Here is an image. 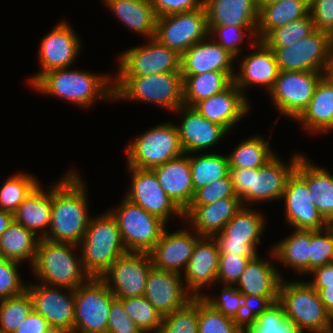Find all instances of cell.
<instances>
[{"label":"cell","instance_id":"6da1fadb","mask_svg":"<svg viewBox=\"0 0 333 333\" xmlns=\"http://www.w3.org/2000/svg\"><path fill=\"white\" fill-rule=\"evenodd\" d=\"M74 168L52 183L50 225L45 239L79 244L92 216L87 181Z\"/></svg>","mask_w":333,"mask_h":333},{"label":"cell","instance_id":"7a4b0ae2","mask_svg":"<svg viewBox=\"0 0 333 333\" xmlns=\"http://www.w3.org/2000/svg\"><path fill=\"white\" fill-rule=\"evenodd\" d=\"M113 76V77H112ZM40 95H47L87 108L99 100L114 101V75L61 68L44 73L32 86Z\"/></svg>","mask_w":333,"mask_h":333},{"label":"cell","instance_id":"3957f363","mask_svg":"<svg viewBox=\"0 0 333 333\" xmlns=\"http://www.w3.org/2000/svg\"><path fill=\"white\" fill-rule=\"evenodd\" d=\"M302 153H293L285 162L276 154L265 165L256 169H229L232 187L243 206L279 201L289 176L293 173Z\"/></svg>","mask_w":333,"mask_h":333},{"label":"cell","instance_id":"277c9868","mask_svg":"<svg viewBox=\"0 0 333 333\" xmlns=\"http://www.w3.org/2000/svg\"><path fill=\"white\" fill-rule=\"evenodd\" d=\"M77 244L39 239L32 275L48 286L76 289L90 276L85 272ZM76 251H79L75 254Z\"/></svg>","mask_w":333,"mask_h":333},{"label":"cell","instance_id":"5b68a950","mask_svg":"<svg viewBox=\"0 0 333 333\" xmlns=\"http://www.w3.org/2000/svg\"><path fill=\"white\" fill-rule=\"evenodd\" d=\"M114 101L155 104L172 114L183 103L181 72L146 76H114Z\"/></svg>","mask_w":333,"mask_h":333},{"label":"cell","instance_id":"8992f818","mask_svg":"<svg viewBox=\"0 0 333 333\" xmlns=\"http://www.w3.org/2000/svg\"><path fill=\"white\" fill-rule=\"evenodd\" d=\"M78 247L85 272L95 278H100L127 252L118 223L108 210L91 217Z\"/></svg>","mask_w":333,"mask_h":333},{"label":"cell","instance_id":"52a82bcc","mask_svg":"<svg viewBox=\"0 0 333 333\" xmlns=\"http://www.w3.org/2000/svg\"><path fill=\"white\" fill-rule=\"evenodd\" d=\"M278 302L286 319L300 333H333V318L326 311L316 291L306 280L288 281L283 278Z\"/></svg>","mask_w":333,"mask_h":333},{"label":"cell","instance_id":"ba28073f","mask_svg":"<svg viewBox=\"0 0 333 333\" xmlns=\"http://www.w3.org/2000/svg\"><path fill=\"white\" fill-rule=\"evenodd\" d=\"M148 129L128 142L124 153L127 166L152 170L184 153L174 122H163Z\"/></svg>","mask_w":333,"mask_h":333},{"label":"cell","instance_id":"9c48e42d","mask_svg":"<svg viewBox=\"0 0 333 333\" xmlns=\"http://www.w3.org/2000/svg\"><path fill=\"white\" fill-rule=\"evenodd\" d=\"M108 211L116 219L127 251L148 253L159 241L167 224L123 196L117 208Z\"/></svg>","mask_w":333,"mask_h":333},{"label":"cell","instance_id":"30bf717a","mask_svg":"<svg viewBox=\"0 0 333 333\" xmlns=\"http://www.w3.org/2000/svg\"><path fill=\"white\" fill-rule=\"evenodd\" d=\"M251 206H243L224 226L220 233L213 236L219 254L255 257L262 234L266 231V217L262 211Z\"/></svg>","mask_w":333,"mask_h":333},{"label":"cell","instance_id":"8fae6325","mask_svg":"<svg viewBox=\"0 0 333 333\" xmlns=\"http://www.w3.org/2000/svg\"><path fill=\"white\" fill-rule=\"evenodd\" d=\"M116 299L101 278L90 277L74 290L73 333H107L108 313Z\"/></svg>","mask_w":333,"mask_h":333},{"label":"cell","instance_id":"7c38bea8","mask_svg":"<svg viewBox=\"0 0 333 333\" xmlns=\"http://www.w3.org/2000/svg\"><path fill=\"white\" fill-rule=\"evenodd\" d=\"M273 50L279 71H311L325 73L333 51V37L315 29L306 38L289 47Z\"/></svg>","mask_w":333,"mask_h":333},{"label":"cell","instance_id":"4fadbf2b","mask_svg":"<svg viewBox=\"0 0 333 333\" xmlns=\"http://www.w3.org/2000/svg\"><path fill=\"white\" fill-rule=\"evenodd\" d=\"M325 73L311 71H279L268 92L278 113L294 121L310 103L316 85Z\"/></svg>","mask_w":333,"mask_h":333},{"label":"cell","instance_id":"5bb4252c","mask_svg":"<svg viewBox=\"0 0 333 333\" xmlns=\"http://www.w3.org/2000/svg\"><path fill=\"white\" fill-rule=\"evenodd\" d=\"M144 45L129 47L117 58L118 73L115 76H146L166 72H180L179 55L175 50L160 44L155 38Z\"/></svg>","mask_w":333,"mask_h":333},{"label":"cell","instance_id":"9a60e30c","mask_svg":"<svg viewBox=\"0 0 333 333\" xmlns=\"http://www.w3.org/2000/svg\"><path fill=\"white\" fill-rule=\"evenodd\" d=\"M209 35L205 6L189 12L157 17L154 38L179 55Z\"/></svg>","mask_w":333,"mask_h":333},{"label":"cell","instance_id":"2e32d148","mask_svg":"<svg viewBox=\"0 0 333 333\" xmlns=\"http://www.w3.org/2000/svg\"><path fill=\"white\" fill-rule=\"evenodd\" d=\"M52 28L40 41L38 50L40 70L28 78L27 84L30 87L48 71L72 67L83 49L80 36L66 19L60 20Z\"/></svg>","mask_w":333,"mask_h":333},{"label":"cell","instance_id":"e0dca14e","mask_svg":"<svg viewBox=\"0 0 333 333\" xmlns=\"http://www.w3.org/2000/svg\"><path fill=\"white\" fill-rule=\"evenodd\" d=\"M125 168L131 176L130 187L124 195L125 198L159 217L167 225L169 220H173L174 217L184 221V212L161 188L153 170L139 169L127 165Z\"/></svg>","mask_w":333,"mask_h":333},{"label":"cell","instance_id":"ac0fdd59","mask_svg":"<svg viewBox=\"0 0 333 333\" xmlns=\"http://www.w3.org/2000/svg\"><path fill=\"white\" fill-rule=\"evenodd\" d=\"M153 266L149 253L127 251L100 277L116 299L143 296Z\"/></svg>","mask_w":333,"mask_h":333},{"label":"cell","instance_id":"d6986e66","mask_svg":"<svg viewBox=\"0 0 333 333\" xmlns=\"http://www.w3.org/2000/svg\"><path fill=\"white\" fill-rule=\"evenodd\" d=\"M26 290L31 296L33 310L42 315L50 326L62 327L73 333L74 289L28 281Z\"/></svg>","mask_w":333,"mask_h":333},{"label":"cell","instance_id":"ffe728a7","mask_svg":"<svg viewBox=\"0 0 333 333\" xmlns=\"http://www.w3.org/2000/svg\"><path fill=\"white\" fill-rule=\"evenodd\" d=\"M280 201H284L285 224L292 229L321 230L328 226L316 208L306 181L294 170Z\"/></svg>","mask_w":333,"mask_h":333},{"label":"cell","instance_id":"44dd1931","mask_svg":"<svg viewBox=\"0 0 333 333\" xmlns=\"http://www.w3.org/2000/svg\"><path fill=\"white\" fill-rule=\"evenodd\" d=\"M176 114L181 119L175 124L184 153L207 152L229 133L221 125L203 117L194 107L182 105L174 111V115Z\"/></svg>","mask_w":333,"mask_h":333},{"label":"cell","instance_id":"7402d4cb","mask_svg":"<svg viewBox=\"0 0 333 333\" xmlns=\"http://www.w3.org/2000/svg\"><path fill=\"white\" fill-rule=\"evenodd\" d=\"M253 51L244 55L239 62V70L235 72L233 83L247 97L246 90L252 87H263L268 93L274 86L279 74L274 52L263 41L257 40L250 47ZM255 49V50H254ZM249 87V88H248Z\"/></svg>","mask_w":333,"mask_h":333},{"label":"cell","instance_id":"603a6c76","mask_svg":"<svg viewBox=\"0 0 333 333\" xmlns=\"http://www.w3.org/2000/svg\"><path fill=\"white\" fill-rule=\"evenodd\" d=\"M164 228L159 241L148 252L155 268L183 274L193 254L195 243L201 238L187 227L170 232Z\"/></svg>","mask_w":333,"mask_h":333},{"label":"cell","instance_id":"cb8c5ba5","mask_svg":"<svg viewBox=\"0 0 333 333\" xmlns=\"http://www.w3.org/2000/svg\"><path fill=\"white\" fill-rule=\"evenodd\" d=\"M162 316L182 308L193 295L186 289L179 273L151 267L143 295Z\"/></svg>","mask_w":333,"mask_h":333},{"label":"cell","instance_id":"d4e9b609","mask_svg":"<svg viewBox=\"0 0 333 333\" xmlns=\"http://www.w3.org/2000/svg\"><path fill=\"white\" fill-rule=\"evenodd\" d=\"M236 58L209 35L192 45L181 55L182 76L199 75L206 72H225L232 80L235 76Z\"/></svg>","mask_w":333,"mask_h":333},{"label":"cell","instance_id":"484cf974","mask_svg":"<svg viewBox=\"0 0 333 333\" xmlns=\"http://www.w3.org/2000/svg\"><path fill=\"white\" fill-rule=\"evenodd\" d=\"M219 255L213 237H201L195 243L193 254L182 274L186 289L194 297H202L207 288L210 290L212 285H217Z\"/></svg>","mask_w":333,"mask_h":333},{"label":"cell","instance_id":"4316f807","mask_svg":"<svg viewBox=\"0 0 333 333\" xmlns=\"http://www.w3.org/2000/svg\"><path fill=\"white\" fill-rule=\"evenodd\" d=\"M251 105L249 98L232 83L223 92L198 102L194 108L203 117L229 132L249 114Z\"/></svg>","mask_w":333,"mask_h":333},{"label":"cell","instance_id":"83f0119b","mask_svg":"<svg viewBox=\"0 0 333 333\" xmlns=\"http://www.w3.org/2000/svg\"><path fill=\"white\" fill-rule=\"evenodd\" d=\"M243 207L239 197H227L213 204L189 205L184 211V223L200 237H213Z\"/></svg>","mask_w":333,"mask_h":333},{"label":"cell","instance_id":"f1b7e54d","mask_svg":"<svg viewBox=\"0 0 333 333\" xmlns=\"http://www.w3.org/2000/svg\"><path fill=\"white\" fill-rule=\"evenodd\" d=\"M269 252L268 258H263L261 254H257L247 263L234 285L242 295L279 296V288L284 274L279 271L277 266H274L276 259L272 249Z\"/></svg>","mask_w":333,"mask_h":333},{"label":"cell","instance_id":"f546056e","mask_svg":"<svg viewBox=\"0 0 333 333\" xmlns=\"http://www.w3.org/2000/svg\"><path fill=\"white\" fill-rule=\"evenodd\" d=\"M164 192L184 212L194 197L189 154L183 153L152 169Z\"/></svg>","mask_w":333,"mask_h":333},{"label":"cell","instance_id":"4dcf8cb0","mask_svg":"<svg viewBox=\"0 0 333 333\" xmlns=\"http://www.w3.org/2000/svg\"><path fill=\"white\" fill-rule=\"evenodd\" d=\"M295 121L311 135L333 131V83L327 77L320 79L310 103Z\"/></svg>","mask_w":333,"mask_h":333},{"label":"cell","instance_id":"1f68e13d","mask_svg":"<svg viewBox=\"0 0 333 333\" xmlns=\"http://www.w3.org/2000/svg\"><path fill=\"white\" fill-rule=\"evenodd\" d=\"M51 208L52 184L44 190L39 183L13 213L14 221L38 238H45L49 230Z\"/></svg>","mask_w":333,"mask_h":333},{"label":"cell","instance_id":"d6a6232c","mask_svg":"<svg viewBox=\"0 0 333 333\" xmlns=\"http://www.w3.org/2000/svg\"><path fill=\"white\" fill-rule=\"evenodd\" d=\"M295 171L306 181L316 208L329 222L333 218L332 171L314 164L305 154L300 156Z\"/></svg>","mask_w":333,"mask_h":333},{"label":"cell","instance_id":"836d02e7","mask_svg":"<svg viewBox=\"0 0 333 333\" xmlns=\"http://www.w3.org/2000/svg\"><path fill=\"white\" fill-rule=\"evenodd\" d=\"M207 25L257 26L258 0H204Z\"/></svg>","mask_w":333,"mask_h":333},{"label":"cell","instance_id":"e575fe53","mask_svg":"<svg viewBox=\"0 0 333 333\" xmlns=\"http://www.w3.org/2000/svg\"><path fill=\"white\" fill-rule=\"evenodd\" d=\"M117 20L145 40L152 39L156 32L157 15L150 0H113L105 5Z\"/></svg>","mask_w":333,"mask_h":333},{"label":"cell","instance_id":"d590c367","mask_svg":"<svg viewBox=\"0 0 333 333\" xmlns=\"http://www.w3.org/2000/svg\"><path fill=\"white\" fill-rule=\"evenodd\" d=\"M309 14V0H283L259 4L257 40L262 41L272 30Z\"/></svg>","mask_w":333,"mask_h":333},{"label":"cell","instance_id":"8d00e7d4","mask_svg":"<svg viewBox=\"0 0 333 333\" xmlns=\"http://www.w3.org/2000/svg\"><path fill=\"white\" fill-rule=\"evenodd\" d=\"M271 249L277 263L301 276H308L310 256V230L293 229L291 234L275 242Z\"/></svg>","mask_w":333,"mask_h":333},{"label":"cell","instance_id":"74e56055","mask_svg":"<svg viewBox=\"0 0 333 333\" xmlns=\"http://www.w3.org/2000/svg\"><path fill=\"white\" fill-rule=\"evenodd\" d=\"M39 239L32 231L13 221L0 238V257L18 263H34Z\"/></svg>","mask_w":333,"mask_h":333},{"label":"cell","instance_id":"f35d334b","mask_svg":"<svg viewBox=\"0 0 333 333\" xmlns=\"http://www.w3.org/2000/svg\"><path fill=\"white\" fill-rule=\"evenodd\" d=\"M183 77V103L194 107L198 102L227 89L233 80L225 72H206Z\"/></svg>","mask_w":333,"mask_h":333},{"label":"cell","instance_id":"ab89813d","mask_svg":"<svg viewBox=\"0 0 333 333\" xmlns=\"http://www.w3.org/2000/svg\"><path fill=\"white\" fill-rule=\"evenodd\" d=\"M237 144L227 155L229 169H256L265 165L277 153L269 140H265L261 134L248 136Z\"/></svg>","mask_w":333,"mask_h":333},{"label":"cell","instance_id":"60d3db41","mask_svg":"<svg viewBox=\"0 0 333 333\" xmlns=\"http://www.w3.org/2000/svg\"><path fill=\"white\" fill-rule=\"evenodd\" d=\"M194 192L229 174V159L225 154L207 151L189 154Z\"/></svg>","mask_w":333,"mask_h":333},{"label":"cell","instance_id":"b9f144b4","mask_svg":"<svg viewBox=\"0 0 333 333\" xmlns=\"http://www.w3.org/2000/svg\"><path fill=\"white\" fill-rule=\"evenodd\" d=\"M39 183L35 175L25 171L9 176L0 186V210L14 213Z\"/></svg>","mask_w":333,"mask_h":333},{"label":"cell","instance_id":"7bdbcfd3","mask_svg":"<svg viewBox=\"0 0 333 333\" xmlns=\"http://www.w3.org/2000/svg\"><path fill=\"white\" fill-rule=\"evenodd\" d=\"M207 26L209 29V36L212 37L230 54H232L236 59L242 57L240 53L242 54V52L244 51L242 44L246 38V42H248L249 47L253 46V44H255V42L257 41V26Z\"/></svg>","mask_w":333,"mask_h":333},{"label":"cell","instance_id":"ee69618b","mask_svg":"<svg viewBox=\"0 0 333 333\" xmlns=\"http://www.w3.org/2000/svg\"><path fill=\"white\" fill-rule=\"evenodd\" d=\"M119 300L122 302L125 312L142 333H159L163 316L144 296Z\"/></svg>","mask_w":333,"mask_h":333},{"label":"cell","instance_id":"f6af8a7d","mask_svg":"<svg viewBox=\"0 0 333 333\" xmlns=\"http://www.w3.org/2000/svg\"><path fill=\"white\" fill-rule=\"evenodd\" d=\"M33 310L28 291L0 300V333H13Z\"/></svg>","mask_w":333,"mask_h":333},{"label":"cell","instance_id":"bcb514c9","mask_svg":"<svg viewBox=\"0 0 333 333\" xmlns=\"http://www.w3.org/2000/svg\"><path fill=\"white\" fill-rule=\"evenodd\" d=\"M198 333H243V324L198 297Z\"/></svg>","mask_w":333,"mask_h":333},{"label":"cell","instance_id":"7dc6e473","mask_svg":"<svg viewBox=\"0 0 333 333\" xmlns=\"http://www.w3.org/2000/svg\"><path fill=\"white\" fill-rule=\"evenodd\" d=\"M243 333H300L286 319L282 305L277 301L255 321L243 324Z\"/></svg>","mask_w":333,"mask_h":333},{"label":"cell","instance_id":"c3c4849f","mask_svg":"<svg viewBox=\"0 0 333 333\" xmlns=\"http://www.w3.org/2000/svg\"><path fill=\"white\" fill-rule=\"evenodd\" d=\"M315 30L310 13L303 18L272 30L262 41L268 47H289Z\"/></svg>","mask_w":333,"mask_h":333},{"label":"cell","instance_id":"681fc988","mask_svg":"<svg viewBox=\"0 0 333 333\" xmlns=\"http://www.w3.org/2000/svg\"><path fill=\"white\" fill-rule=\"evenodd\" d=\"M159 333H198V297L163 316Z\"/></svg>","mask_w":333,"mask_h":333},{"label":"cell","instance_id":"f907efd6","mask_svg":"<svg viewBox=\"0 0 333 333\" xmlns=\"http://www.w3.org/2000/svg\"><path fill=\"white\" fill-rule=\"evenodd\" d=\"M332 262L333 231L328 226L321 230H310L309 272Z\"/></svg>","mask_w":333,"mask_h":333},{"label":"cell","instance_id":"816d5d0a","mask_svg":"<svg viewBox=\"0 0 333 333\" xmlns=\"http://www.w3.org/2000/svg\"><path fill=\"white\" fill-rule=\"evenodd\" d=\"M219 296L204 293L202 298L213 308L242 324L243 295L235 286L223 285Z\"/></svg>","mask_w":333,"mask_h":333},{"label":"cell","instance_id":"f5cc1de1","mask_svg":"<svg viewBox=\"0 0 333 333\" xmlns=\"http://www.w3.org/2000/svg\"><path fill=\"white\" fill-rule=\"evenodd\" d=\"M21 263L0 257V300L7 299L26 290L27 282L21 278Z\"/></svg>","mask_w":333,"mask_h":333},{"label":"cell","instance_id":"db71d44e","mask_svg":"<svg viewBox=\"0 0 333 333\" xmlns=\"http://www.w3.org/2000/svg\"><path fill=\"white\" fill-rule=\"evenodd\" d=\"M254 257L220 254L216 283L234 286L247 263Z\"/></svg>","mask_w":333,"mask_h":333},{"label":"cell","instance_id":"11a10c76","mask_svg":"<svg viewBox=\"0 0 333 333\" xmlns=\"http://www.w3.org/2000/svg\"><path fill=\"white\" fill-rule=\"evenodd\" d=\"M227 197H238L234 193L229 174L225 178L197 189L190 205L213 204Z\"/></svg>","mask_w":333,"mask_h":333},{"label":"cell","instance_id":"9f6ffc18","mask_svg":"<svg viewBox=\"0 0 333 333\" xmlns=\"http://www.w3.org/2000/svg\"><path fill=\"white\" fill-rule=\"evenodd\" d=\"M107 333H142L125 312L119 299H115L108 313Z\"/></svg>","mask_w":333,"mask_h":333},{"label":"cell","instance_id":"6f0895ef","mask_svg":"<svg viewBox=\"0 0 333 333\" xmlns=\"http://www.w3.org/2000/svg\"><path fill=\"white\" fill-rule=\"evenodd\" d=\"M314 28L333 37V0H309Z\"/></svg>","mask_w":333,"mask_h":333},{"label":"cell","instance_id":"680465c9","mask_svg":"<svg viewBox=\"0 0 333 333\" xmlns=\"http://www.w3.org/2000/svg\"><path fill=\"white\" fill-rule=\"evenodd\" d=\"M279 296L243 295L242 324L255 321L264 311L278 301Z\"/></svg>","mask_w":333,"mask_h":333},{"label":"cell","instance_id":"91938a15","mask_svg":"<svg viewBox=\"0 0 333 333\" xmlns=\"http://www.w3.org/2000/svg\"><path fill=\"white\" fill-rule=\"evenodd\" d=\"M150 2L157 17H162L197 10L203 6L204 0H150Z\"/></svg>","mask_w":333,"mask_h":333},{"label":"cell","instance_id":"94428289","mask_svg":"<svg viewBox=\"0 0 333 333\" xmlns=\"http://www.w3.org/2000/svg\"><path fill=\"white\" fill-rule=\"evenodd\" d=\"M307 281L316 291L327 286H333V262L323 266L316 267L308 273Z\"/></svg>","mask_w":333,"mask_h":333},{"label":"cell","instance_id":"6125c7cd","mask_svg":"<svg viewBox=\"0 0 333 333\" xmlns=\"http://www.w3.org/2000/svg\"><path fill=\"white\" fill-rule=\"evenodd\" d=\"M49 327L47 320L32 310L13 333H43Z\"/></svg>","mask_w":333,"mask_h":333},{"label":"cell","instance_id":"be15d7a7","mask_svg":"<svg viewBox=\"0 0 333 333\" xmlns=\"http://www.w3.org/2000/svg\"><path fill=\"white\" fill-rule=\"evenodd\" d=\"M320 300L324 304L326 311L333 318V286H327L325 288H321L318 291Z\"/></svg>","mask_w":333,"mask_h":333},{"label":"cell","instance_id":"e7e4bbea","mask_svg":"<svg viewBox=\"0 0 333 333\" xmlns=\"http://www.w3.org/2000/svg\"><path fill=\"white\" fill-rule=\"evenodd\" d=\"M13 221H14L13 213L0 210V238L3 232L9 227V225Z\"/></svg>","mask_w":333,"mask_h":333},{"label":"cell","instance_id":"03108f58","mask_svg":"<svg viewBox=\"0 0 333 333\" xmlns=\"http://www.w3.org/2000/svg\"><path fill=\"white\" fill-rule=\"evenodd\" d=\"M324 76L333 83V51L331 53V57L329 59Z\"/></svg>","mask_w":333,"mask_h":333},{"label":"cell","instance_id":"003e7915","mask_svg":"<svg viewBox=\"0 0 333 333\" xmlns=\"http://www.w3.org/2000/svg\"><path fill=\"white\" fill-rule=\"evenodd\" d=\"M43 333H70L66 329L62 327H53L50 326L47 330H45Z\"/></svg>","mask_w":333,"mask_h":333},{"label":"cell","instance_id":"a7ac6f4b","mask_svg":"<svg viewBox=\"0 0 333 333\" xmlns=\"http://www.w3.org/2000/svg\"><path fill=\"white\" fill-rule=\"evenodd\" d=\"M283 0H258V4H266V3H273V2H280Z\"/></svg>","mask_w":333,"mask_h":333},{"label":"cell","instance_id":"89a4df30","mask_svg":"<svg viewBox=\"0 0 333 333\" xmlns=\"http://www.w3.org/2000/svg\"><path fill=\"white\" fill-rule=\"evenodd\" d=\"M328 227L333 231V218L328 222Z\"/></svg>","mask_w":333,"mask_h":333},{"label":"cell","instance_id":"2644e50d","mask_svg":"<svg viewBox=\"0 0 333 333\" xmlns=\"http://www.w3.org/2000/svg\"><path fill=\"white\" fill-rule=\"evenodd\" d=\"M111 1H113V0H101V2L103 3V5H106V4H108L109 2H111Z\"/></svg>","mask_w":333,"mask_h":333}]
</instances>
